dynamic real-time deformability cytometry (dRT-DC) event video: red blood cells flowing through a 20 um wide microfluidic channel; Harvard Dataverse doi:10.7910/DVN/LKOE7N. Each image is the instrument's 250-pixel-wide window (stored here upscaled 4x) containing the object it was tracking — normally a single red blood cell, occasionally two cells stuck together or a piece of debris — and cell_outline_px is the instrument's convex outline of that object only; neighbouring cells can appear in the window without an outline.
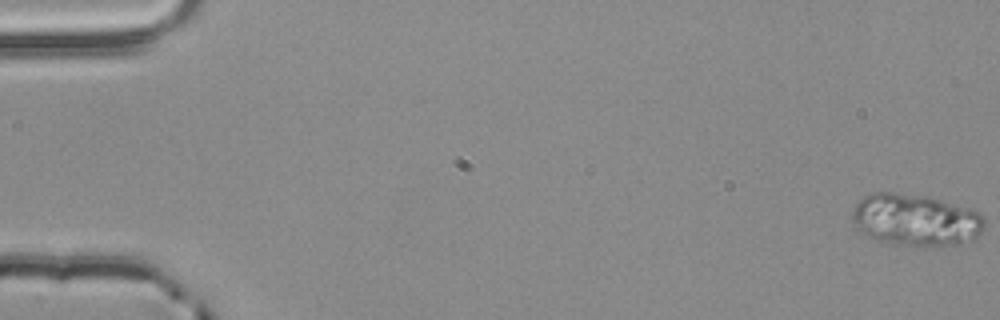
{"species": "common noctule bat (a hibernating species)", "species_latin": "Nyctalus noctula", "temperature_condition": "room temperature", "stored_images_in_passage": 12, "camera_frame_rate_fps": 3000, "um_per_image_px": 0.085, "animal": {"sex": "male", "body_mass_g": 20.4}, "frame": {"image": 1, "passage_image": 1, "time_ms": 0.0, "image_size_px": [1000, 320], "cell_outline_px": [[984, 224], [976, 240], [960, 244], [936, 248], [892, 244], [864, 236], [852, 224], [852, 212], [856, 204], [864, 196], [872, 192], [892, 192], [924, 196], [972, 208], [980, 212], [984, 216]], "centroid_in_image_um": [77.84, 18.73], "position_along_channel_um": 7.2, "area_um2": 40.98}}